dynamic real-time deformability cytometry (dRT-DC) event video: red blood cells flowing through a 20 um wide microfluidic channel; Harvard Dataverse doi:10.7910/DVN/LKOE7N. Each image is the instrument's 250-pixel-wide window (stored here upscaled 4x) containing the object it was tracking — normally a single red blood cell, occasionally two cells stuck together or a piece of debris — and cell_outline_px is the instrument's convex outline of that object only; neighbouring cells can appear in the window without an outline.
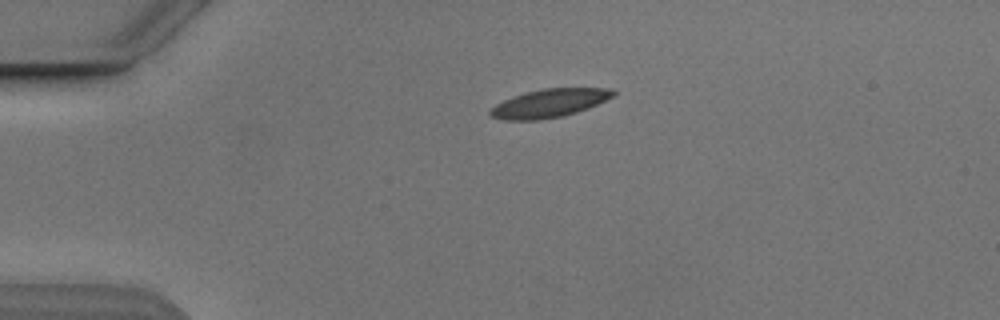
{"species": "Egyptian fruit bat (a non-hibernating species)", "species_latin": "Rousettus aegyptiacus", "temperature_condition": "cold", "stored_images_in_passage": 2, "camera_frame_rate_fps": 3000, "um_per_image_px": 0.085, "animal": {"sex": "male"}, "frame": {"image": 1, "passage_image": 1, "time_ms": 0.0, "image_size_px": [1000, 320], "cell_outline_px": [[616, 96], [588, 108], [564, 116], [536, 120], [504, 120], [488, 116], [488, 112], [496, 104], [512, 96], [524, 92], [544, 88], [612, 88], [616, 92]], "centroid_in_image_um": [46.7, 8.77], "position_along_channel_um": 38.3, "area_um2": 20.52}}